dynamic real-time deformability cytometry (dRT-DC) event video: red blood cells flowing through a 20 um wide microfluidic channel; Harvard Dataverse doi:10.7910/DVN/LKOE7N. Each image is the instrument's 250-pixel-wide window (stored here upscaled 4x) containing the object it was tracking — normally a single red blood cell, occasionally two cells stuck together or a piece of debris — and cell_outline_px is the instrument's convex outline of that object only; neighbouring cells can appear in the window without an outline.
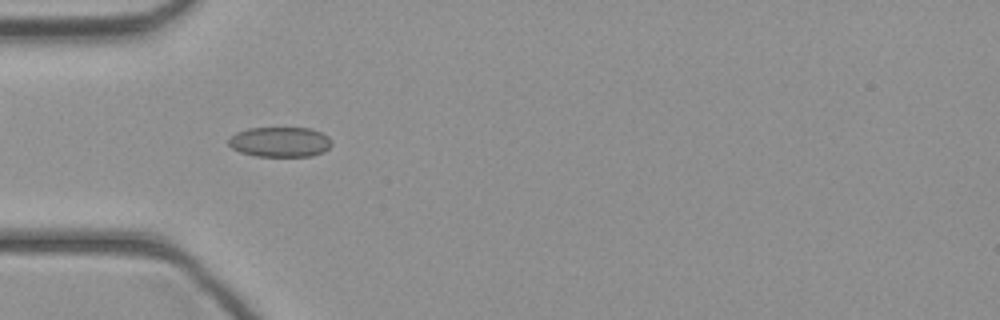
{"species": "common noctule bat (a hibernating species)", "species_latin": "Nyctalus noctula", "temperature_condition": "cold", "stored_images_in_passage": 44, "camera_frame_rate_fps": 3000, "um_per_image_px": 0.085, "animal": {"sex": "female", "body_mass_g": 21.9}, "frame": {"image": 1, "passage_image": 13, "time_ms": 4.0, "image_size_px": [1000, 320], "cell_outline_px": [[332, 144], [324, 152], [312, 156], [256, 156], [240, 152], [232, 148], [228, 144], [228, 140], [236, 132], [248, 128], [312, 128], [328, 136], [332, 140]], "centroid_in_image_um": [23.82, 12.06], "position_along_channel_um": 61.2, "area_um2": 18.15}}
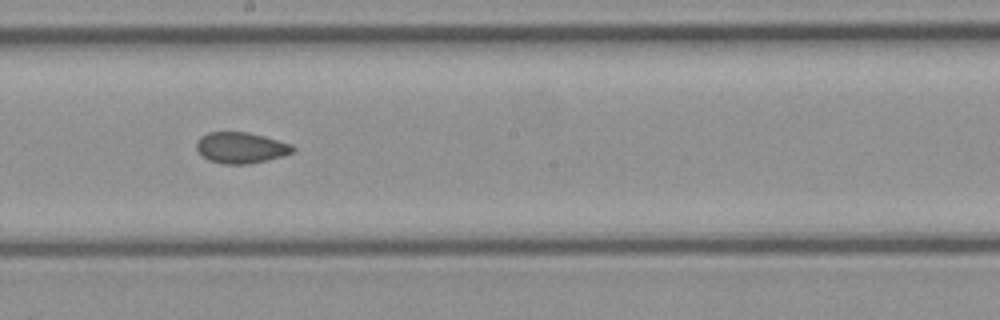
{"frame": {"image": 2, "passage_image": 24, "time_ms": 7.667, "image_size_px": [1000, 320], "cell_outline_px": [[296, 148], [292, 152], [284, 156], [268, 160], [248, 164], [224, 164], [208, 160], [200, 156], [196, 148], [196, 140], [200, 136], [208, 132], [248, 132], [264, 136], [292, 144]], "centroid_in_image_um": [20.45, 12.56], "position_along_channel_um": 227.7, "area_um2": 17.69}}
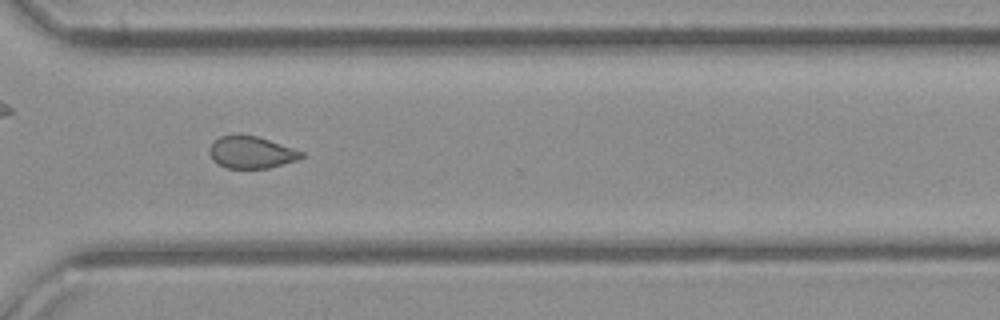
{"frame": {"image": 3, "passage_image": 32, "time_ms": 10.333, "image_size_px": [1000, 320], "cell_outline_px": [[304, 156], [296, 160], [268, 168], [228, 168], [216, 164], [212, 160], [208, 152], [208, 148], [220, 136], [256, 136], [304, 152]], "centroid_in_image_um": [21.32, 12.97], "position_along_channel_um": 349.3, "area_um2": 16.82}}